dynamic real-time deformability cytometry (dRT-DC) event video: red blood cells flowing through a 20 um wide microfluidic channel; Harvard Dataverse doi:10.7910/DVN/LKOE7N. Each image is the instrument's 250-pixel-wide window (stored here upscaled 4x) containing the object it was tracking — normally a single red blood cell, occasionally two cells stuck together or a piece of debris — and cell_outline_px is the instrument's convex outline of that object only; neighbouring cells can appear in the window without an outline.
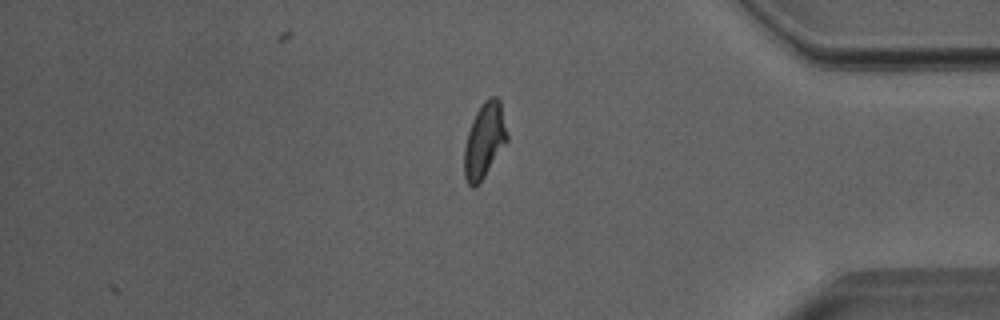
{"species": "Egyptian fruit bat (a non-hibernating species)", "species_latin": "Rousettus aegyptiacus", "temperature_condition": "room temperature", "stored_images_in_passage": 32, "camera_frame_rate_fps": 3000, "um_per_image_px": 0.085, "animal": {"sex": "male"}, "frame": {"image": 1, "passage_image": 32, "time_ms": 10.333, "image_size_px": [1000, 320], "cell_outline_px": [[508, 140], [480, 184], [476, 188], [472, 188], [468, 184], [464, 176], [464, 148], [468, 132], [472, 120], [476, 112], [484, 100], [488, 96], [496, 96], [500, 100], [508, 132]], "centroid_in_image_um": [41.18, 11.95], "position_along_channel_um": 394.0, "area_um2": 19.07}, "authors_computed_cell_mechanics": {"area_um2": 18.6116, "velocity_mm_per_s": 4.0124, "shape_relaxation_time_tau1_ms": 5.3197, "shape_relaxation_time_tau2_ms": 1.591, "deformation_change_tau1": 0.1789, "deformation_change_tau2": 0.089}}